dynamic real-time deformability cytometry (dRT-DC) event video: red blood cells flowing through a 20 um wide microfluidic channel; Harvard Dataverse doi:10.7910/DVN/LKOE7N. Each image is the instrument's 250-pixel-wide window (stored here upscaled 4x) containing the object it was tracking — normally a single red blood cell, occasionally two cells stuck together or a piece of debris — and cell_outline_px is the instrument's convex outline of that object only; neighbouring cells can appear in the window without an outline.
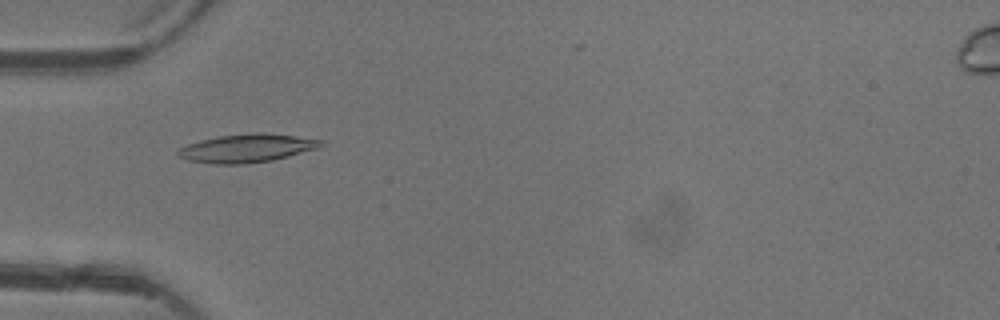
{"species": "common noctule bat (a hibernating species)", "species_latin": "Nyctalus noctula", "temperature_condition": "warm", "stored_images_in_passage": 3, "camera_frame_rate_fps": 3000, "um_per_image_px": 0.085, "animal": {"sex": "female"}, "frame": {"image": 1, "passage_image": 3, "time_ms": 2.333, "image_size_px": [1000, 320], "cell_outline_px": [[324, 144], [316, 148], [288, 156], [272, 160], [244, 164], [212, 164], [188, 160], [180, 156], [176, 152], [180, 148], [188, 144], [200, 140], [220, 136], [256, 132], [296, 136], [324, 140]], "centroid_in_image_um": [20.97, 12.6], "position_along_channel_um": 64.0, "area_um2": 23.29}}